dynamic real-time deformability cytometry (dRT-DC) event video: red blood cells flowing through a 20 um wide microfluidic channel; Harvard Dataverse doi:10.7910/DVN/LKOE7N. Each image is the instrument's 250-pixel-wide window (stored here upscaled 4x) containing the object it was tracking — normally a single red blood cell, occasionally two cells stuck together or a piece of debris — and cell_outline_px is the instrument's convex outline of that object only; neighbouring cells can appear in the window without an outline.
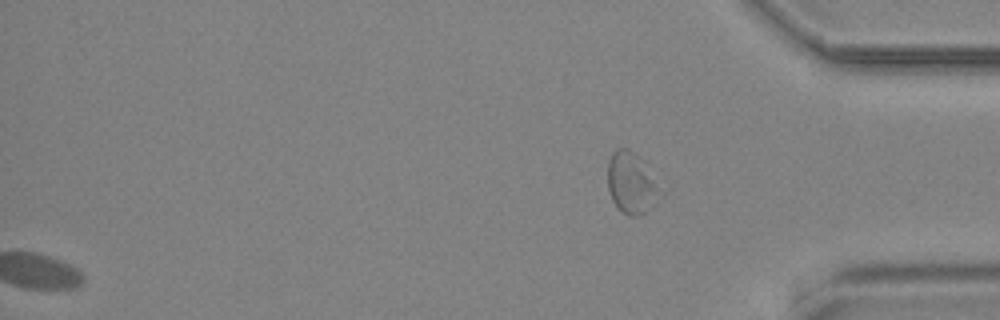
{"species": "common noctule bat (a hibernating species)", "species_latin": "Nyctalus noctula", "temperature_condition": "cold", "stored_images_in_passage": 57, "segment_of_instrument_passage": [2, 2], "camera_frame_rate_fps": 3000, "um_per_image_px": 0.085, "animal": {"sex": "male", "body_mass_g": 19.2, "forearm_length_mm": 51.8}, "frame": {"image": 1, "passage_image": 57, "time_ms": 18.667, "image_size_px": [1000, 320], "cell_outline_px": [[656, 188], [648, 208], [644, 212], [636, 216], [628, 216], [612, 200], [608, 188], [608, 160], [612, 152], [616, 148], [628, 148], [636, 156]], "centroid_in_image_um": [53.48, 15.53], "position_along_channel_um": 381.7, "area_um2": 16.7}}